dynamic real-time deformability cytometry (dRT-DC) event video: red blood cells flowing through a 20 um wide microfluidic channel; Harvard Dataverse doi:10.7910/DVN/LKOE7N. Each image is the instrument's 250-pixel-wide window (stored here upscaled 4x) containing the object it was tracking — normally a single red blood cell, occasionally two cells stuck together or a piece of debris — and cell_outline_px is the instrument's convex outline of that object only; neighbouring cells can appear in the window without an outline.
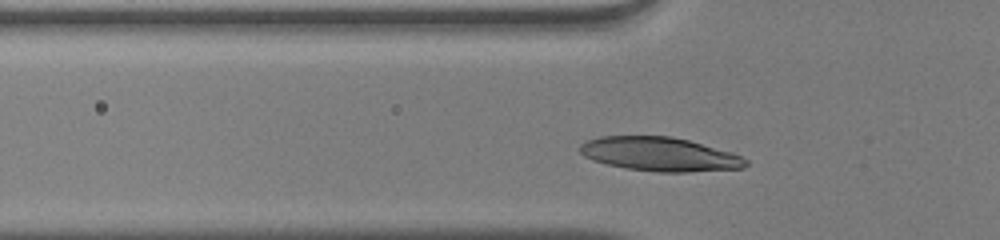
{"species": "human", "species_latin": "Homo sapiens", "temperature_condition": "warm", "stored_images_in_passage": 31, "camera_frame_rate_fps": 3000, "um_per_image_px": 0.085, "donor": {"sex": "male"}, "frame": {"image": 1, "passage_image": 7, "time_ms": 2.0, "image_size_px": [1000, 240], "cell_outline_px": [[748, 164], [744, 168], [688, 172], [656, 172], [628, 168], [608, 164], [592, 160], [584, 156], [580, 152], [580, 144], [588, 140], [600, 136], [672, 136], [688, 140], [732, 152], [748, 160]], "centroid_in_image_um": [56.09, 13.1], "position_along_channel_um": 69.7, "area_um2": 32.71}}
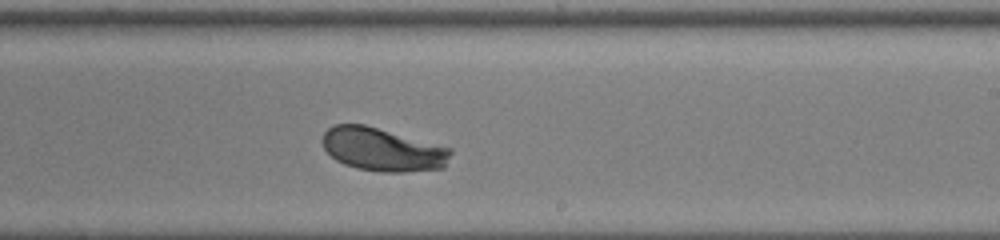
{"frame": {"image": 2, "passage_image": 21, "time_ms": 6.667, "image_size_px": [1000, 240], "cell_outline_px": [[452, 152], [444, 168], [404, 172], [380, 172], [356, 168], [344, 164], [336, 160], [324, 148], [320, 140], [324, 132], [328, 128], [336, 124], [364, 124], [452, 148]], "centroid_in_image_um": [32.51, 12.71], "position_along_channel_um": 256.5, "area_um2": 32.43}}
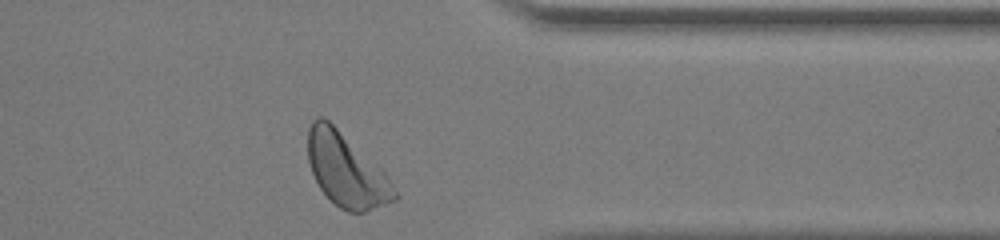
{"frame": {"image": 3, "passage_image": 31, "time_ms": 10.0, "image_size_px": [1000, 240], "cell_outline_px": [[400, 196], [396, 200], [364, 212], [348, 212], [340, 208], [320, 188], [312, 172], [308, 160], [308, 128], [312, 120], [316, 116], [324, 116], [380, 168], [384, 172]], "centroid_in_image_um": [29.42, 14.45], "position_along_channel_um": 382.0, "area_um2": 36.47}, "authors_computed_cell_mechanics": {"area_um2": 32.4258, "velocity_mm_per_s": 4.0072, "shape_relaxation_time_tau1_ms": 2.5566, "shape_relaxation_time_tau2_ms": null, "deformation_change_tau1": 0.1674, "deformation_change_tau2": null}}